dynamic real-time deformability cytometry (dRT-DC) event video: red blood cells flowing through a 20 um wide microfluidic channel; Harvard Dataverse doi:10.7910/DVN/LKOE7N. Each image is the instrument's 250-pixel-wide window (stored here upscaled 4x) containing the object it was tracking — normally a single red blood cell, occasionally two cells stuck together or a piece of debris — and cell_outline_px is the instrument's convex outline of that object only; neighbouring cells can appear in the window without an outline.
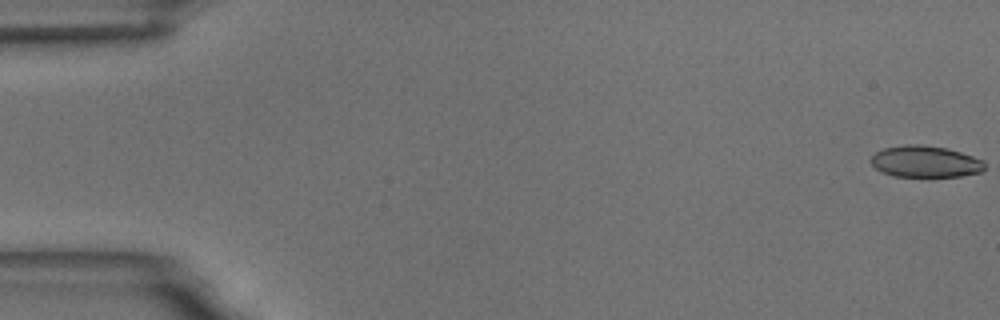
{"species": "common noctule bat (a hibernating species)", "species_latin": "Nyctalus noctula", "temperature_condition": "room temperature", "stored_images_in_passage": 14, "camera_frame_rate_fps": 3000, "um_per_image_px": 0.085, "animal": {"sex": "male", "body_mass_g": 18.8}, "frame": {"image": 1, "passage_image": 1, "time_ms": 0.0, "image_size_px": [1000, 320], "cell_outline_px": [[984, 168], [980, 172], [960, 176], [928, 180], [892, 176], [876, 168], [868, 160], [876, 152], [884, 148], [904, 144], [920, 144], [948, 148], [984, 160]], "centroid_in_image_um": [78.64, 13.78], "position_along_channel_um": 6.4, "area_um2": 21.85}}